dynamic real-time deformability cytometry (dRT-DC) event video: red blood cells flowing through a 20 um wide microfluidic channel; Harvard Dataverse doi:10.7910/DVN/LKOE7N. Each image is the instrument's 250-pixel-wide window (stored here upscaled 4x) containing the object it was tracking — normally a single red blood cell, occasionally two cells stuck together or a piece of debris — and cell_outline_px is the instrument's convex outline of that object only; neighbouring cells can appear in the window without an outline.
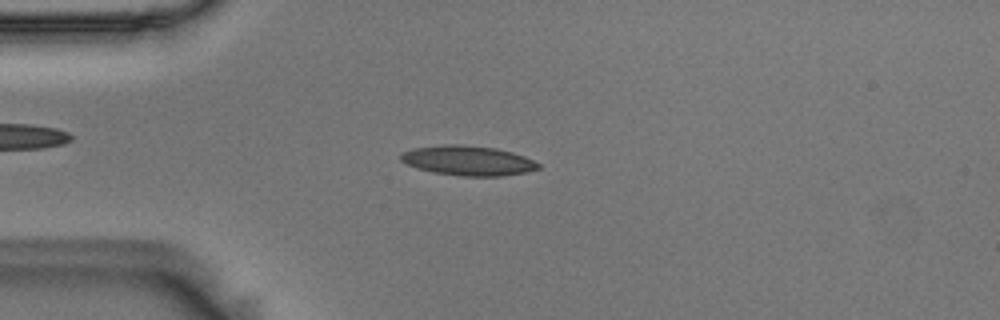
{"species": "Egyptian fruit bat (a non-hibernating species)", "species_latin": "Rousettus aegyptiacus", "temperature_condition": "room temperature", "stored_images_in_passage": 54, "camera_frame_rate_fps": 3000, "um_per_image_px": 0.085, "animal": {"sex": "male"}, "frame": {"image": 1, "passage_image": 13, "time_ms": 4.0, "image_size_px": [1000, 320], "cell_outline_px": [[540, 168], [524, 172], [500, 176], [464, 176], [432, 172], [408, 164], [400, 160], [400, 152], [412, 148], [444, 144], [456, 144], [496, 148], [512, 152], [524, 156], [540, 164]], "centroid_in_image_um": [39.75, 13.64], "position_along_channel_um": 45.2, "area_um2": 23.7}}
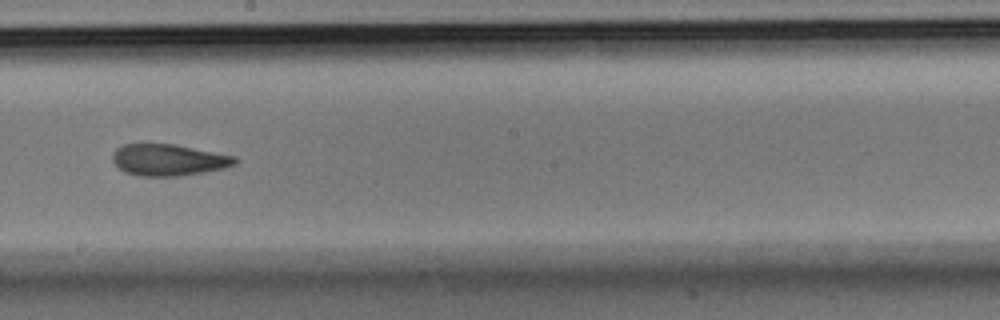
{"frame": {"image": 2, "passage_image": 30, "time_ms": 9.667, "image_size_px": [1000, 320], "cell_outline_px": [[240, 160], [236, 164], [224, 168], [176, 176], [140, 176], [124, 172], [112, 160], [112, 152], [116, 148], [124, 144], [172, 144], [236, 156]], "centroid_in_image_um": [14.32, 13.59], "position_along_channel_um": 233.9, "area_um2": 22.37}}
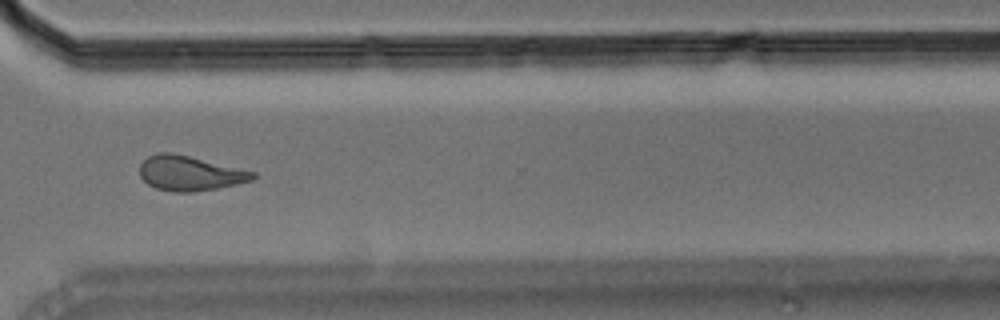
{"frame": {"image": 3, "passage_image": 40, "time_ms": 13.0, "image_size_px": [1000, 320], "cell_outline_px": [[256, 176], [252, 180], [236, 184], [216, 188], [192, 192], [172, 192], [156, 188], [148, 184], [140, 176], [140, 164], [148, 156], [156, 152], [172, 152], [256, 172]], "centroid_in_image_um": [16.11, 14.72], "position_along_channel_um": 354.5, "area_um2": 22.83}, "authors_computed_cell_mechanics": {"area_um2": 22.8021, "velocity_mm_per_s": 3.6189, "shape_relaxation_time_tau1_ms": 7.2405, "shape_relaxation_time_tau2_ms": 2.8671, "deformation_change_tau1": 0.2138, "deformation_change_tau2": 0.1118}}